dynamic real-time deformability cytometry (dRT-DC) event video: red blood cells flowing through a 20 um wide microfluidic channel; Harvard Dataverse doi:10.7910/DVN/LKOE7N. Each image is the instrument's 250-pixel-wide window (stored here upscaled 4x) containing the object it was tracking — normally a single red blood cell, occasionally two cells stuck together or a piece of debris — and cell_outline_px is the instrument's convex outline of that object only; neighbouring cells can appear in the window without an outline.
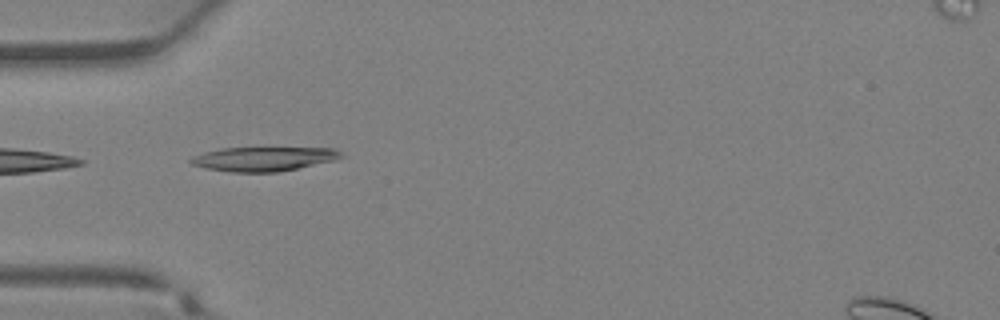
{"species": "Egyptian fruit bat (a non-hibernating species)", "species_latin": "Rousettus aegyptiacus", "temperature_condition": "warm", "stored_images_in_passage": 26, "camera_frame_rate_fps": 3000, "um_per_image_px": 0.085, "animal": {"sex": "female"}, "frame": {"image": 1, "passage_image": 1, "time_ms": 0.0, "image_size_px": [1000, 320], "cell_outline_px": [[344, 156], [336, 160], [276, 172], [232, 172], [208, 168], [192, 164], [188, 160], [192, 156], [204, 152], [224, 148], [336, 148]], "centroid_in_image_um": [22.42, 13.5], "position_along_channel_um": 62.6, "area_um2": 20.98}}
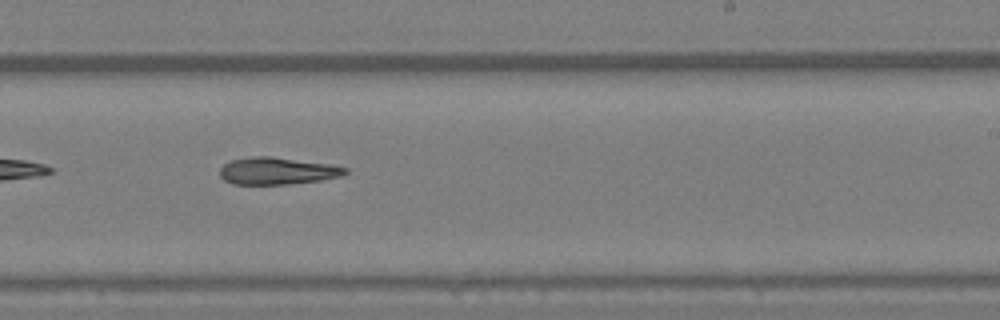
{"frame": {"image": 2, "passage_image": 12, "time_ms": 3.667, "image_size_px": [1000, 320], "cell_outline_px": [[348, 172], [340, 176], [320, 180], [288, 184], [232, 184], [224, 180], [220, 176], [220, 168], [224, 164], [232, 160], [248, 156], [272, 156], [328, 164], [348, 168]], "centroid_in_image_um": [23.53, 14.52], "position_along_channel_um": 265.5, "area_um2": 19.77}}
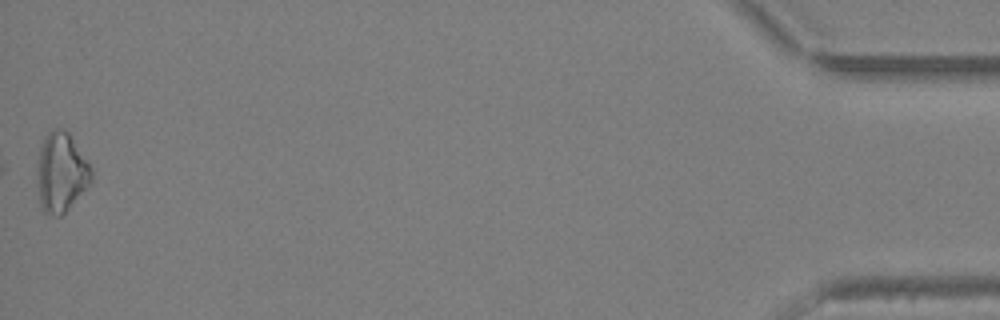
{"frame": {"image": 3, "passage_image": 26, "time_ms": 8.333, "image_size_px": [1000, 320], "cell_outline_px": [[92, 180], [68, 208], [60, 216], [52, 216], [44, 212], [40, 204], [36, 180], [36, 164], [40, 148], [44, 136], [48, 132], [56, 128], [64, 128], [68, 132], [88, 160], [92, 168]], "centroid_in_image_um": [5.17, 14.62], "position_along_channel_um": 430.0, "area_um2": 25.32}}